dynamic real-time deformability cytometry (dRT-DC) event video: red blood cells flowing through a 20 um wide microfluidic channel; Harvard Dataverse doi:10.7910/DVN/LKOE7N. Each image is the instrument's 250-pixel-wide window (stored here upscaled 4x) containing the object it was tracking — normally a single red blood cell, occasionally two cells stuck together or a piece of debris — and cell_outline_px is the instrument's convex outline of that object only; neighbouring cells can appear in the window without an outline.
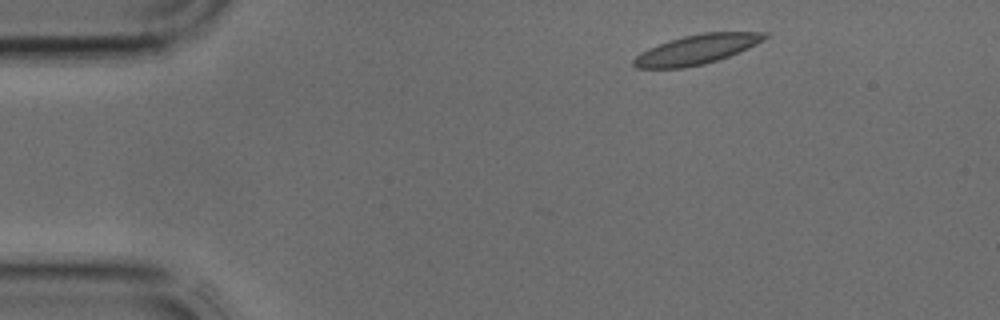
{"species": "common noctule bat (a hibernating species)", "species_latin": "Nyctalus noctula", "temperature_condition": "cold", "stored_images_in_passage": 4, "segment_of_instrument_passage": [2, 2], "camera_frame_rate_fps": 3000, "um_per_image_px": 0.085, "animal": {"sex": "male", "body_mass_g": 17.9, "forearm_length_mm": 54.2}, "frame": {"image": 1, "passage_image": 4, "time_ms": 1.0, "image_size_px": [1000, 320], "cell_outline_px": [[768, 36], [764, 40], [748, 48], [728, 56], [704, 64], [684, 68], [636, 68], [632, 64], [632, 60], [640, 52], [648, 48], [684, 36], [704, 32], [768, 32]], "centroid_in_image_um": [59.21, 4.21], "position_along_channel_um": 25.8, "area_um2": 22.37}}